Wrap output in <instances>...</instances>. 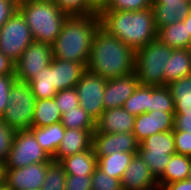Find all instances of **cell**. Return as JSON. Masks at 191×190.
Wrapping results in <instances>:
<instances>
[{
    "instance_id": "cell-1",
    "label": "cell",
    "mask_w": 191,
    "mask_h": 190,
    "mask_svg": "<svg viewBox=\"0 0 191 190\" xmlns=\"http://www.w3.org/2000/svg\"><path fill=\"white\" fill-rule=\"evenodd\" d=\"M86 70L105 79L126 76L135 72V51L99 26Z\"/></svg>"
},
{
    "instance_id": "cell-2",
    "label": "cell",
    "mask_w": 191,
    "mask_h": 190,
    "mask_svg": "<svg viewBox=\"0 0 191 190\" xmlns=\"http://www.w3.org/2000/svg\"><path fill=\"white\" fill-rule=\"evenodd\" d=\"M100 26L134 51L157 39L152 7L140 11H101Z\"/></svg>"
},
{
    "instance_id": "cell-3",
    "label": "cell",
    "mask_w": 191,
    "mask_h": 190,
    "mask_svg": "<svg viewBox=\"0 0 191 190\" xmlns=\"http://www.w3.org/2000/svg\"><path fill=\"white\" fill-rule=\"evenodd\" d=\"M99 26L98 14L69 16L52 44L53 57L87 63L92 41Z\"/></svg>"
},
{
    "instance_id": "cell-4",
    "label": "cell",
    "mask_w": 191,
    "mask_h": 190,
    "mask_svg": "<svg viewBox=\"0 0 191 190\" xmlns=\"http://www.w3.org/2000/svg\"><path fill=\"white\" fill-rule=\"evenodd\" d=\"M18 10L29 26L34 42L52 45L70 16L52 1L18 0Z\"/></svg>"
},
{
    "instance_id": "cell-5",
    "label": "cell",
    "mask_w": 191,
    "mask_h": 190,
    "mask_svg": "<svg viewBox=\"0 0 191 190\" xmlns=\"http://www.w3.org/2000/svg\"><path fill=\"white\" fill-rule=\"evenodd\" d=\"M173 48L158 39L135 51V73L140 85L165 86V65Z\"/></svg>"
},
{
    "instance_id": "cell-6",
    "label": "cell",
    "mask_w": 191,
    "mask_h": 190,
    "mask_svg": "<svg viewBox=\"0 0 191 190\" xmlns=\"http://www.w3.org/2000/svg\"><path fill=\"white\" fill-rule=\"evenodd\" d=\"M8 97L9 102L1 120L16 131L31 128L36 99L29 84L16 80Z\"/></svg>"
},
{
    "instance_id": "cell-7",
    "label": "cell",
    "mask_w": 191,
    "mask_h": 190,
    "mask_svg": "<svg viewBox=\"0 0 191 190\" xmlns=\"http://www.w3.org/2000/svg\"><path fill=\"white\" fill-rule=\"evenodd\" d=\"M137 153L158 179L164 173L171 155L176 153L173 131L158 132L147 137L139 144Z\"/></svg>"
},
{
    "instance_id": "cell-8",
    "label": "cell",
    "mask_w": 191,
    "mask_h": 190,
    "mask_svg": "<svg viewBox=\"0 0 191 190\" xmlns=\"http://www.w3.org/2000/svg\"><path fill=\"white\" fill-rule=\"evenodd\" d=\"M32 42L34 39L29 26L17 9L0 28V51L15 63Z\"/></svg>"
},
{
    "instance_id": "cell-9",
    "label": "cell",
    "mask_w": 191,
    "mask_h": 190,
    "mask_svg": "<svg viewBox=\"0 0 191 190\" xmlns=\"http://www.w3.org/2000/svg\"><path fill=\"white\" fill-rule=\"evenodd\" d=\"M52 158L39 145L34 134L28 130H18L5 162V169H19L30 164L51 162Z\"/></svg>"
},
{
    "instance_id": "cell-10",
    "label": "cell",
    "mask_w": 191,
    "mask_h": 190,
    "mask_svg": "<svg viewBox=\"0 0 191 190\" xmlns=\"http://www.w3.org/2000/svg\"><path fill=\"white\" fill-rule=\"evenodd\" d=\"M107 79L85 71L76 84L80 106L96 122L104 112L103 95Z\"/></svg>"
},
{
    "instance_id": "cell-11",
    "label": "cell",
    "mask_w": 191,
    "mask_h": 190,
    "mask_svg": "<svg viewBox=\"0 0 191 190\" xmlns=\"http://www.w3.org/2000/svg\"><path fill=\"white\" fill-rule=\"evenodd\" d=\"M52 59V45L32 42L14 63L17 81L28 83L39 71L49 66Z\"/></svg>"
},
{
    "instance_id": "cell-12",
    "label": "cell",
    "mask_w": 191,
    "mask_h": 190,
    "mask_svg": "<svg viewBox=\"0 0 191 190\" xmlns=\"http://www.w3.org/2000/svg\"><path fill=\"white\" fill-rule=\"evenodd\" d=\"M50 162L35 163L19 169H5V187L10 190H40Z\"/></svg>"
},
{
    "instance_id": "cell-13",
    "label": "cell",
    "mask_w": 191,
    "mask_h": 190,
    "mask_svg": "<svg viewBox=\"0 0 191 190\" xmlns=\"http://www.w3.org/2000/svg\"><path fill=\"white\" fill-rule=\"evenodd\" d=\"M175 112L150 111L135 117L132 133L140 144L147 137L158 132H169L174 129Z\"/></svg>"
},
{
    "instance_id": "cell-14",
    "label": "cell",
    "mask_w": 191,
    "mask_h": 190,
    "mask_svg": "<svg viewBox=\"0 0 191 190\" xmlns=\"http://www.w3.org/2000/svg\"><path fill=\"white\" fill-rule=\"evenodd\" d=\"M92 146L96 156H109L114 152H138L139 143L132 132L93 133Z\"/></svg>"
},
{
    "instance_id": "cell-15",
    "label": "cell",
    "mask_w": 191,
    "mask_h": 190,
    "mask_svg": "<svg viewBox=\"0 0 191 190\" xmlns=\"http://www.w3.org/2000/svg\"><path fill=\"white\" fill-rule=\"evenodd\" d=\"M123 190H158V181L139 154H135L121 179Z\"/></svg>"
},
{
    "instance_id": "cell-16",
    "label": "cell",
    "mask_w": 191,
    "mask_h": 190,
    "mask_svg": "<svg viewBox=\"0 0 191 190\" xmlns=\"http://www.w3.org/2000/svg\"><path fill=\"white\" fill-rule=\"evenodd\" d=\"M139 85L135 72L126 76L107 79L103 95L104 110L123 107L124 102Z\"/></svg>"
},
{
    "instance_id": "cell-17",
    "label": "cell",
    "mask_w": 191,
    "mask_h": 190,
    "mask_svg": "<svg viewBox=\"0 0 191 190\" xmlns=\"http://www.w3.org/2000/svg\"><path fill=\"white\" fill-rule=\"evenodd\" d=\"M94 131L95 129L65 128L62 142L52 160L60 162L65 157L89 150L93 144Z\"/></svg>"
},
{
    "instance_id": "cell-18",
    "label": "cell",
    "mask_w": 191,
    "mask_h": 190,
    "mask_svg": "<svg viewBox=\"0 0 191 190\" xmlns=\"http://www.w3.org/2000/svg\"><path fill=\"white\" fill-rule=\"evenodd\" d=\"M135 115L123 107L104 110L96 121L94 133H128L133 131Z\"/></svg>"
},
{
    "instance_id": "cell-19",
    "label": "cell",
    "mask_w": 191,
    "mask_h": 190,
    "mask_svg": "<svg viewBox=\"0 0 191 190\" xmlns=\"http://www.w3.org/2000/svg\"><path fill=\"white\" fill-rule=\"evenodd\" d=\"M87 63H76L53 57L54 87L57 91L74 88L86 71Z\"/></svg>"
},
{
    "instance_id": "cell-20",
    "label": "cell",
    "mask_w": 191,
    "mask_h": 190,
    "mask_svg": "<svg viewBox=\"0 0 191 190\" xmlns=\"http://www.w3.org/2000/svg\"><path fill=\"white\" fill-rule=\"evenodd\" d=\"M157 31L162 27L183 21L191 11L189 1H179L177 4H152Z\"/></svg>"
},
{
    "instance_id": "cell-21",
    "label": "cell",
    "mask_w": 191,
    "mask_h": 190,
    "mask_svg": "<svg viewBox=\"0 0 191 190\" xmlns=\"http://www.w3.org/2000/svg\"><path fill=\"white\" fill-rule=\"evenodd\" d=\"M60 163L66 175L91 176L97 167V157L92 146L89 150L63 158Z\"/></svg>"
},
{
    "instance_id": "cell-22",
    "label": "cell",
    "mask_w": 191,
    "mask_h": 190,
    "mask_svg": "<svg viewBox=\"0 0 191 190\" xmlns=\"http://www.w3.org/2000/svg\"><path fill=\"white\" fill-rule=\"evenodd\" d=\"M39 145L53 158L64 137L65 127L61 122L43 127H31Z\"/></svg>"
},
{
    "instance_id": "cell-23",
    "label": "cell",
    "mask_w": 191,
    "mask_h": 190,
    "mask_svg": "<svg viewBox=\"0 0 191 190\" xmlns=\"http://www.w3.org/2000/svg\"><path fill=\"white\" fill-rule=\"evenodd\" d=\"M157 39L173 49H187L191 45V35L183 21L159 29Z\"/></svg>"
},
{
    "instance_id": "cell-24",
    "label": "cell",
    "mask_w": 191,
    "mask_h": 190,
    "mask_svg": "<svg viewBox=\"0 0 191 190\" xmlns=\"http://www.w3.org/2000/svg\"><path fill=\"white\" fill-rule=\"evenodd\" d=\"M190 166L191 157L177 153L171 155L164 173L157 179L159 189H162L166 184L188 179Z\"/></svg>"
},
{
    "instance_id": "cell-25",
    "label": "cell",
    "mask_w": 191,
    "mask_h": 190,
    "mask_svg": "<svg viewBox=\"0 0 191 190\" xmlns=\"http://www.w3.org/2000/svg\"><path fill=\"white\" fill-rule=\"evenodd\" d=\"M165 85L191 74L190 56L187 49H173L165 65Z\"/></svg>"
},
{
    "instance_id": "cell-26",
    "label": "cell",
    "mask_w": 191,
    "mask_h": 190,
    "mask_svg": "<svg viewBox=\"0 0 191 190\" xmlns=\"http://www.w3.org/2000/svg\"><path fill=\"white\" fill-rule=\"evenodd\" d=\"M135 154L137 152H114L109 156H96L97 166L107 175L121 180Z\"/></svg>"
},
{
    "instance_id": "cell-27",
    "label": "cell",
    "mask_w": 191,
    "mask_h": 190,
    "mask_svg": "<svg viewBox=\"0 0 191 190\" xmlns=\"http://www.w3.org/2000/svg\"><path fill=\"white\" fill-rule=\"evenodd\" d=\"M175 114H191V74L170 82Z\"/></svg>"
},
{
    "instance_id": "cell-28",
    "label": "cell",
    "mask_w": 191,
    "mask_h": 190,
    "mask_svg": "<svg viewBox=\"0 0 191 190\" xmlns=\"http://www.w3.org/2000/svg\"><path fill=\"white\" fill-rule=\"evenodd\" d=\"M28 84L36 100L54 98L57 90L54 87L53 59L50 65L39 71Z\"/></svg>"
},
{
    "instance_id": "cell-29",
    "label": "cell",
    "mask_w": 191,
    "mask_h": 190,
    "mask_svg": "<svg viewBox=\"0 0 191 190\" xmlns=\"http://www.w3.org/2000/svg\"><path fill=\"white\" fill-rule=\"evenodd\" d=\"M62 114L54 98L36 100L31 127H43L61 122Z\"/></svg>"
},
{
    "instance_id": "cell-30",
    "label": "cell",
    "mask_w": 191,
    "mask_h": 190,
    "mask_svg": "<svg viewBox=\"0 0 191 190\" xmlns=\"http://www.w3.org/2000/svg\"><path fill=\"white\" fill-rule=\"evenodd\" d=\"M150 86L138 85L134 93L124 102L123 108L135 116L149 112Z\"/></svg>"
},
{
    "instance_id": "cell-31",
    "label": "cell",
    "mask_w": 191,
    "mask_h": 190,
    "mask_svg": "<svg viewBox=\"0 0 191 190\" xmlns=\"http://www.w3.org/2000/svg\"><path fill=\"white\" fill-rule=\"evenodd\" d=\"M175 112L174 100L170 89L165 86H150V111Z\"/></svg>"
},
{
    "instance_id": "cell-32",
    "label": "cell",
    "mask_w": 191,
    "mask_h": 190,
    "mask_svg": "<svg viewBox=\"0 0 191 190\" xmlns=\"http://www.w3.org/2000/svg\"><path fill=\"white\" fill-rule=\"evenodd\" d=\"M61 123L65 128L96 129V122L81 106L66 111L62 115Z\"/></svg>"
},
{
    "instance_id": "cell-33",
    "label": "cell",
    "mask_w": 191,
    "mask_h": 190,
    "mask_svg": "<svg viewBox=\"0 0 191 190\" xmlns=\"http://www.w3.org/2000/svg\"><path fill=\"white\" fill-rule=\"evenodd\" d=\"M66 177L63 165L52 160L48 164L44 183L40 190H65Z\"/></svg>"
},
{
    "instance_id": "cell-34",
    "label": "cell",
    "mask_w": 191,
    "mask_h": 190,
    "mask_svg": "<svg viewBox=\"0 0 191 190\" xmlns=\"http://www.w3.org/2000/svg\"><path fill=\"white\" fill-rule=\"evenodd\" d=\"M92 176V190H123L121 180L107 175L98 166Z\"/></svg>"
},
{
    "instance_id": "cell-35",
    "label": "cell",
    "mask_w": 191,
    "mask_h": 190,
    "mask_svg": "<svg viewBox=\"0 0 191 190\" xmlns=\"http://www.w3.org/2000/svg\"><path fill=\"white\" fill-rule=\"evenodd\" d=\"M54 99L62 115L66 113V111H71L80 106L75 87L57 91Z\"/></svg>"
},
{
    "instance_id": "cell-36",
    "label": "cell",
    "mask_w": 191,
    "mask_h": 190,
    "mask_svg": "<svg viewBox=\"0 0 191 190\" xmlns=\"http://www.w3.org/2000/svg\"><path fill=\"white\" fill-rule=\"evenodd\" d=\"M59 8L70 16L97 14L87 0H55Z\"/></svg>"
},
{
    "instance_id": "cell-37",
    "label": "cell",
    "mask_w": 191,
    "mask_h": 190,
    "mask_svg": "<svg viewBox=\"0 0 191 190\" xmlns=\"http://www.w3.org/2000/svg\"><path fill=\"white\" fill-rule=\"evenodd\" d=\"M152 7V0H110L103 11H140Z\"/></svg>"
},
{
    "instance_id": "cell-38",
    "label": "cell",
    "mask_w": 191,
    "mask_h": 190,
    "mask_svg": "<svg viewBox=\"0 0 191 190\" xmlns=\"http://www.w3.org/2000/svg\"><path fill=\"white\" fill-rule=\"evenodd\" d=\"M16 130L0 119V160L6 162L11 150Z\"/></svg>"
},
{
    "instance_id": "cell-39",
    "label": "cell",
    "mask_w": 191,
    "mask_h": 190,
    "mask_svg": "<svg viewBox=\"0 0 191 190\" xmlns=\"http://www.w3.org/2000/svg\"><path fill=\"white\" fill-rule=\"evenodd\" d=\"M173 137L176 153L191 157V134L173 129Z\"/></svg>"
},
{
    "instance_id": "cell-40",
    "label": "cell",
    "mask_w": 191,
    "mask_h": 190,
    "mask_svg": "<svg viewBox=\"0 0 191 190\" xmlns=\"http://www.w3.org/2000/svg\"><path fill=\"white\" fill-rule=\"evenodd\" d=\"M17 80L15 75H5L0 77V119L4 115L6 107L9 102V92Z\"/></svg>"
},
{
    "instance_id": "cell-41",
    "label": "cell",
    "mask_w": 191,
    "mask_h": 190,
    "mask_svg": "<svg viewBox=\"0 0 191 190\" xmlns=\"http://www.w3.org/2000/svg\"><path fill=\"white\" fill-rule=\"evenodd\" d=\"M65 190H92V176L67 175Z\"/></svg>"
},
{
    "instance_id": "cell-42",
    "label": "cell",
    "mask_w": 191,
    "mask_h": 190,
    "mask_svg": "<svg viewBox=\"0 0 191 190\" xmlns=\"http://www.w3.org/2000/svg\"><path fill=\"white\" fill-rule=\"evenodd\" d=\"M18 9V0H0V28Z\"/></svg>"
},
{
    "instance_id": "cell-43",
    "label": "cell",
    "mask_w": 191,
    "mask_h": 190,
    "mask_svg": "<svg viewBox=\"0 0 191 190\" xmlns=\"http://www.w3.org/2000/svg\"><path fill=\"white\" fill-rule=\"evenodd\" d=\"M174 129L191 134V114H175Z\"/></svg>"
},
{
    "instance_id": "cell-44",
    "label": "cell",
    "mask_w": 191,
    "mask_h": 190,
    "mask_svg": "<svg viewBox=\"0 0 191 190\" xmlns=\"http://www.w3.org/2000/svg\"><path fill=\"white\" fill-rule=\"evenodd\" d=\"M15 75V64L0 51V77Z\"/></svg>"
},
{
    "instance_id": "cell-45",
    "label": "cell",
    "mask_w": 191,
    "mask_h": 190,
    "mask_svg": "<svg viewBox=\"0 0 191 190\" xmlns=\"http://www.w3.org/2000/svg\"><path fill=\"white\" fill-rule=\"evenodd\" d=\"M161 190H191V180L185 179L166 184Z\"/></svg>"
},
{
    "instance_id": "cell-46",
    "label": "cell",
    "mask_w": 191,
    "mask_h": 190,
    "mask_svg": "<svg viewBox=\"0 0 191 190\" xmlns=\"http://www.w3.org/2000/svg\"><path fill=\"white\" fill-rule=\"evenodd\" d=\"M89 6L99 14L101 11L106 9L110 0H87Z\"/></svg>"
},
{
    "instance_id": "cell-47",
    "label": "cell",
    "mask_w": 191,
    "mask_h": 190,
    "mask_svg": "<svg viewBox=\"0 0 191 190\" xmlns=\"http://www.w3.org/2000/svg\"><path fill=\"white\" fill-rule=\"evenodd\" d=\"M5 185V163L0 160V187Z\"/></svg>"
},
{
    "instance_id": "cell-48",
    "label": "cell",
    "mask_w": 191,
    "mask_h": 190,
    "mask_svg": "<svg viewBox=\"0 0 191 190\" xmlns=\"http://www.w3.org/2000/svg\"><path fill=\"white\" fill-rule=\"evenodd\" d=\"M179 1L189 0H152V4H177Z\"/></svg>"
},
{
    "instance_id": "cell-49",
    "label": "cell",
    "mask_w": 191,
    "mask_h": 190,
    "mask_svg": "<svg viewBox=\"0 0 191 190\" xmlns=\"http://www.w3.org/2000/svg\"><path fill=\"white\" fill-rule=\"evenodd\" d=\"M183 22L187 25L188 34L191 35V11L190 13L184 18Z\"/></svg>"
},
{
    "instance_id": "cell-50",
    "label": "cell",
    "mask_w": 191,
    "mask_h": 190,
    "mask_svg": "<svg viewBox=\"0 0 191 190\" xmlns=\"http://www.w3.org/2000/svg\"><path fill=\"white\" fill-rule=\"evenodd\" d=\"M188 52H189V56H190V64H191V45L187 48Z\"/></svg>"
},
{
    "instance_id": "cell-51",
    "label": "cell",
    "mask_w": 191,
    "mask_h": 190,
    "mask_svg": "<svg viewBox=\"0 0 191 190\" xmlns=\"http://www.w3.org/2000/svg\"><path fill=\"white\" fill-rule=\"evenodd\" d=\"M0 190H10V189L6 188L5 186H2L0 187Z\"/></svg>"
},
{
    "instance_id": "cell-52",
    "label": "cell",
    "mask_w": 191,
    "mask_h": 190,
    "mask_svg": "<svg viewBox=\"0 0 191 190\" xmlns=\"http://www.w3.org/2000/svg\"><path fill=\"white\" fill-rule=\"evenodd\" d=\"M188 179L191 180V166H190V171H189Z\"/></svg>"
},
{
    "instance_id": "cell-53",
    "label": "cell",
    "mask_w": 191,
    "mask_h": 190,
    "mask_svg": "<svg viewBox=\"0 0 191 190\" xmlns=\"http://www.w3.org/2000/svg\"><path fill=\"white\" fill-rule=\"evenodd\" d=\"M32 1H52V2H54L55 0H32Z\"/></svg>"
}]
</instances>
